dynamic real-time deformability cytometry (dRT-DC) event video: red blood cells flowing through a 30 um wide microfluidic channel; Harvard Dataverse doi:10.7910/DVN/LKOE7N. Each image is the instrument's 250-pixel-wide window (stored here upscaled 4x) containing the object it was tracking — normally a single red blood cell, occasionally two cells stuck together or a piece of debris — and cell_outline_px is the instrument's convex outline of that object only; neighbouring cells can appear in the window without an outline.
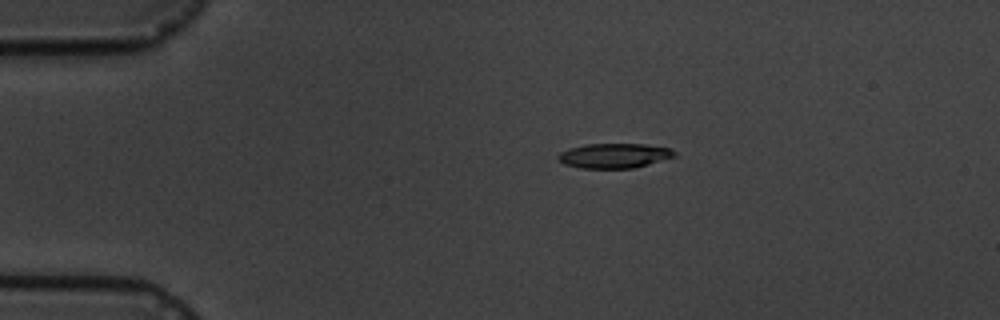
{"species": "common noctule bat (a hibernating species)", "species_latin": "Nyctalus noctula", "temperature_condition": "cold", "stored_images_in_passage": 7, "camera_frame_rate_fps": 3000, "um_per_image_px": 0.085, "animal": {"sex": "male", "body_mass_g": 19.5, "forearm_length_mm": 54.6}, "frame": {"image": 1, "passage_image": 3, "time_ms": 3.333, "image_size_px": [1000, 320], "cell_outline_px": [[676, 156], [648, 164], [632, 168], [580, 168], [564, 164], [556, 156], [560, 152], [568, 148], [584, 144], [644, 144], [668, 148], [676, 152]], "centroid_in_image_um": [52.17, 13.23], "position_along_channel_um": 32.8, "area_um2": 16.7}}
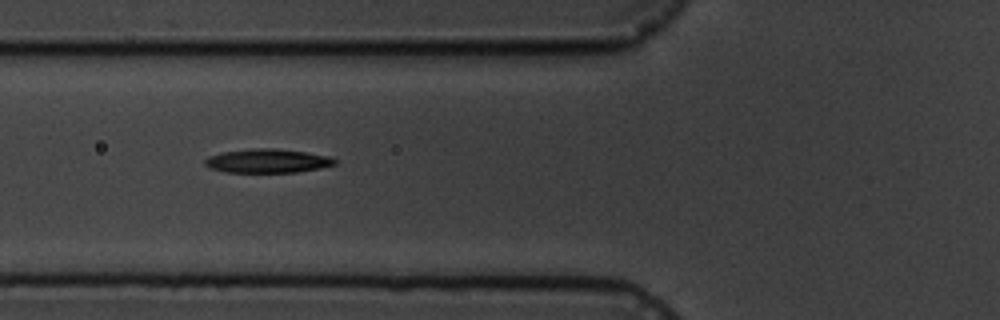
{"frame": {"image": 2, "passage_image": 6, "time_ms": 6.667, "image_size_px": [1000, 320], "cell_outline_px": [[336, 164], [320, 168], [296, 172], [224, 172], [212, 168], [204, 164], [204, 160], [208, 156], [224, 152], [252, 148], [272, 148], [304, 152], [328, 156], [336, 160]], "centroid_in_image_um": [22.72, 13.68], "position_along_channel_um": 103.1, "area_um2": 17.86}}
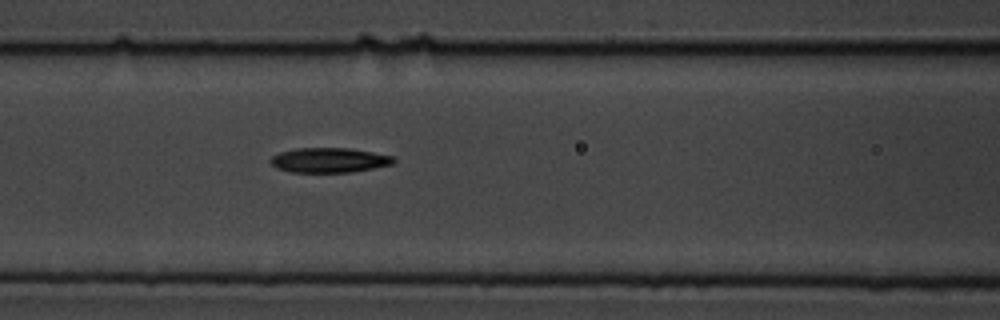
{"frame": {"image": 3, "passage_image": 7, "time_ms": 7.667, "image_size_px": [1000, 320], "cell_outline_px": [[396, 160], [392, 164], [352, 172], [292, 172], [276, 168], [268, 160], [272, 156], [280, 152], [296, 148], [348, 148], [372, 152], [392, 156]], "centroid_in_image_um": [27.95, 13.61], "position_along_channel_um": 138.7, "area_um2": 17.69}}